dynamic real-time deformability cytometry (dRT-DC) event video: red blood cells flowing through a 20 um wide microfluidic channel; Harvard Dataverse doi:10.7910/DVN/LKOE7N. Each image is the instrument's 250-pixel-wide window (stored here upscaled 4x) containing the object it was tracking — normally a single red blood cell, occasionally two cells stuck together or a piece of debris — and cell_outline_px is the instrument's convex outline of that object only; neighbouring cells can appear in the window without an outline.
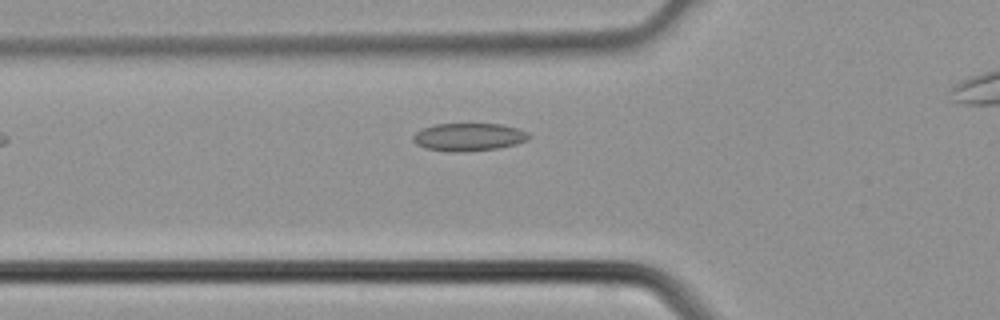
{"species": "common noctule bat (a hibernating species)", "species_latin": "Nyctalus noctula", "temperature_condition": "cold", "stored_images_in_passage": 4, "camera_frame_rate_fps": 3000, "um_per_image_px": 0.085, "animal": {"sex": "male", "body_mass_g": 21.5, "forearm_length_mm": 52.0}, "frame": {"image": 1, "passage_image": 3, "time_ms": 0.667, "image_size_px": [1000, 320], "cell_outline_px": [[532, 136], [528, 140], [516, 144], [500, 148], [464, 152], [452, 152], [424, 148], [416, 144], [412, 140], [412, 136], [416, 132], [424, 128], [436, 124], [500, 124], [516, 128], [528, 132]], "centroid_in_image_um": [39.85, 11.66], "position_along_channel_um": 85.9, "area_um2": 18.9}}